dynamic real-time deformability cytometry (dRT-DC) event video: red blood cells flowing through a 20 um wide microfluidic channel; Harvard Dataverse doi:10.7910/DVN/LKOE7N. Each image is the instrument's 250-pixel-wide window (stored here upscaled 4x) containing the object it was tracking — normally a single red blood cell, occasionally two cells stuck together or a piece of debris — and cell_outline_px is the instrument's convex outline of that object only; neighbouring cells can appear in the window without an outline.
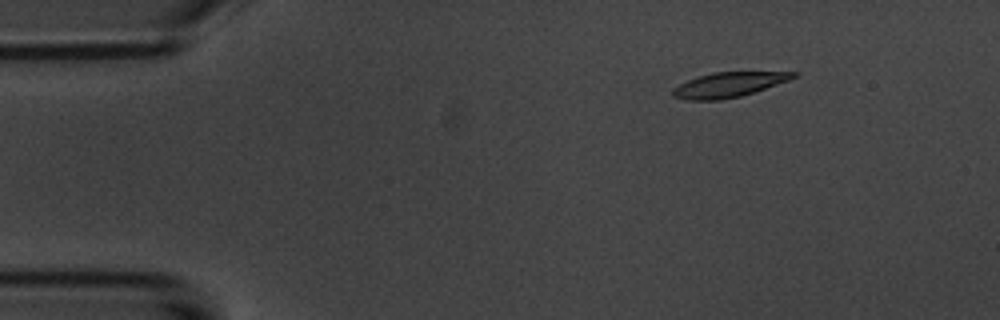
{"species": "common noctule bat (a hibernating species)", "species_latin": "Nyctalus noctula", "temperature_condition": "room temperature", "stored_images_in_passage": 4, "camera_frame_rate_fps": 3000, "um_per_image_px": 0.085, "animal": {"sex": "male", "body_mass_g": 20.1, "forearm_length_mm": 53.5}, "frame": {"image": 1, "passage_image": 2, "time_ms": 2.0, "image_size_px": [1000, 320], "cell_outline_px": [[800, 72], [796, 76], [788, 80], [740, 96], [720, 100], [688, 100], [672, 96], [672, 88], [688, 80], [712, 72]], "centroid_in_image_um": [61.89, 7.2], "position_along_channel_um": 23.1, "area_um2": 17.11}}